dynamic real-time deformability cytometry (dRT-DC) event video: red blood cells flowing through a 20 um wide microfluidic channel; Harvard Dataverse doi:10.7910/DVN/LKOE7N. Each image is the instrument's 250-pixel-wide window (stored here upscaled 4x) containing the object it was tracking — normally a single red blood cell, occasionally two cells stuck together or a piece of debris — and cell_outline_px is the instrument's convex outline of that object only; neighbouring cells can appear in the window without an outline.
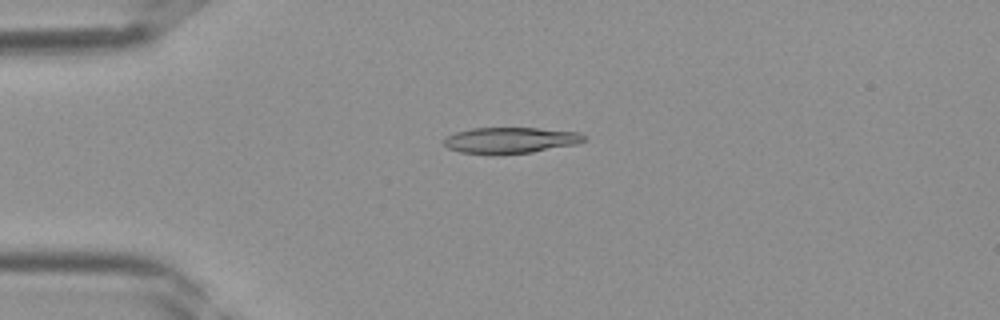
{"species": "Egyptian fruit bat (a non-hibernating species)", "species_latin": "Rousettus aegyptiacus", "temperature_condition": "room temperature", "stored_images_in_passage": 39, "camera_frame_rate_fps": 3000, "um_per_image_px": 0.085, "frame": {"image": 1, "passage_image": 10, "time_ms": 3.0, "image_size_px": [1000, 320], "cell_outline_px": [[588, 140], [576, 144], [532, 152], [496, 156], [492, 156], [460, 152], [448, 148], [444, 144], [444, 140], [448, 136], [456, 132], [472, 128], [536, 128], [580, 132]], "centroid_in_image_um": [43.38, 11.94], "position_along_channel_um": 41.6, "area_um2": 21.62}}
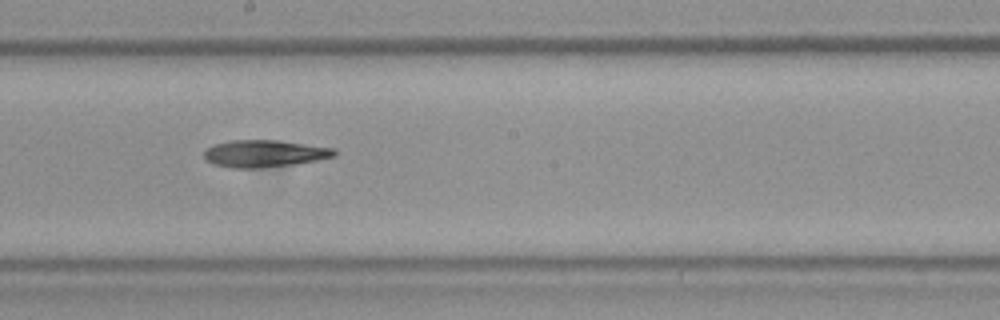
{"frame": {"image": 2, "passage_image": 22, "time_ms": 7.0, "image_size_px": [1000, 320], "cell_outline_px": [[336, 156], [296, 164], [260, 168], [228, 168], [212, 164], [204, 156], [204, 152], [208, 148], [216, 144], [232, 140], [280, 140], [336, 148]], "centroid_in_image_um": [22.51, 13.05], "position_along_channel_um": 225.7, "area_um2": 20.69}}
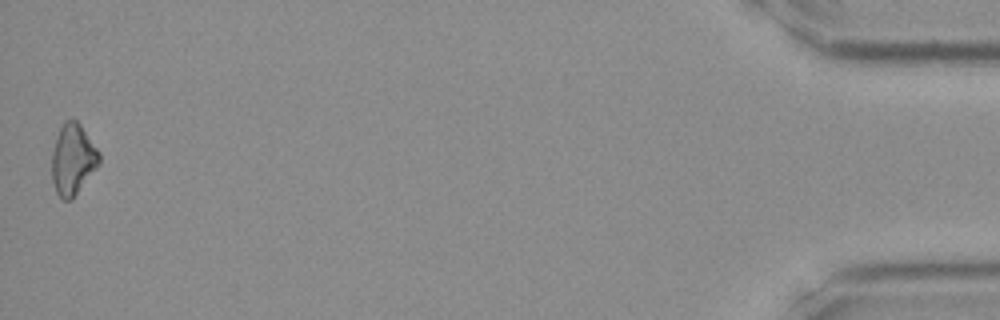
{"frame": {"image": 3, "passage_image": 39, "time_ms": 12.667, "image_size_px": [1000, 320], "cell_outline_px": [[100, 164], [72, 200], [64, 200], [56, 192], [52, 180], [52, 152], [60, 128], [64, 120], [72, 116], [80, 124], [100, 152]], "centroid_in_image_um": [6.21, 13.53], "position_along_channel_um": 429.0, "area_um2": 19.71}}